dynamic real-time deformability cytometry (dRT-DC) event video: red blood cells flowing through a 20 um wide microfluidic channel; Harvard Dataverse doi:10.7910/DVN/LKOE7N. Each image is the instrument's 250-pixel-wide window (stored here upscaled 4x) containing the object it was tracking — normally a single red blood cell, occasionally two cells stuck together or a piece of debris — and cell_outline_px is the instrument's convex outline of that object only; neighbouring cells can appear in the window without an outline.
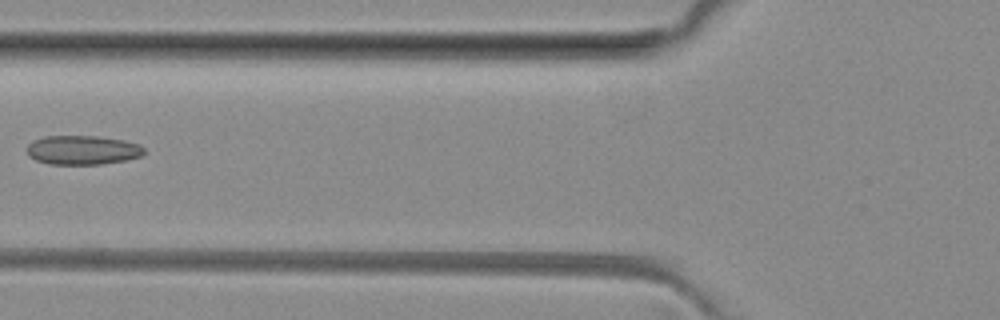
{"species": "common noctule bat (a hibernating species)", "species_latin": "Nyctalus noctula", "temperature_condition": "room temperature", "stored_images_in_passage": 6, "camera_frame_rate_fps": 3000, "um_per_image_px": 0.085, "animal": {"sex": "female", "body_mass_g": 29.2, "forearm_length_mm": 56.3}, "frame": {"image": 1, "passage_image": 5, "time_ms": 5.333, "image_size_px": [1000, 320], "cell_outline_px": [[144, 152], [140, 156], [124, 160], [100, 164], [48, 164], [36, 160], [28, 156], [28, 144], [32, 140], [44, 136], [100, 136], [124, 140], [140, 144], [144, 148]], "centroid_in_image_um": [7.0, 12.74], "position_along_channel_um": 118.8, "area_um2": 19.94}}
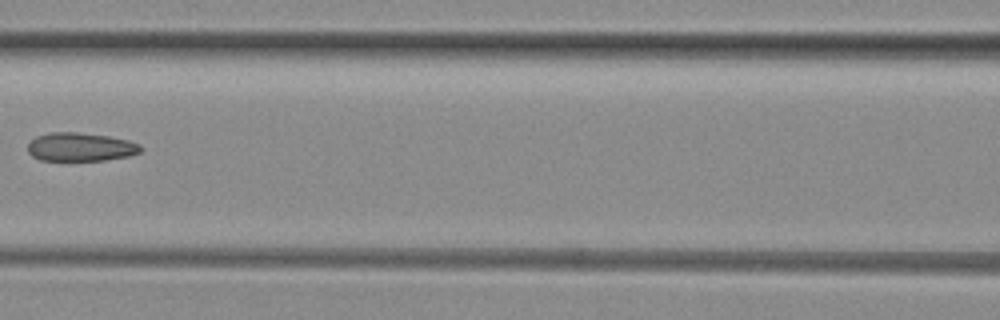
{"frame": {"image": 2, "passage_image": 6, "time_ms": 6.333, "image_size_px": [1000, 320], "cell_outline_px": [[144, 148], [140, 152], [128, 156], [104, 160], [40, 160], [32, 156], [28, 152], [28, 144], [36, 136], [52, 132], [76, 132], [108, 136], [128, 140], [140, 144]], "centroid_in_image_um": [6.85, 12.49], "position_along_channel_um": 159.7, "area_um2": 18.73}}